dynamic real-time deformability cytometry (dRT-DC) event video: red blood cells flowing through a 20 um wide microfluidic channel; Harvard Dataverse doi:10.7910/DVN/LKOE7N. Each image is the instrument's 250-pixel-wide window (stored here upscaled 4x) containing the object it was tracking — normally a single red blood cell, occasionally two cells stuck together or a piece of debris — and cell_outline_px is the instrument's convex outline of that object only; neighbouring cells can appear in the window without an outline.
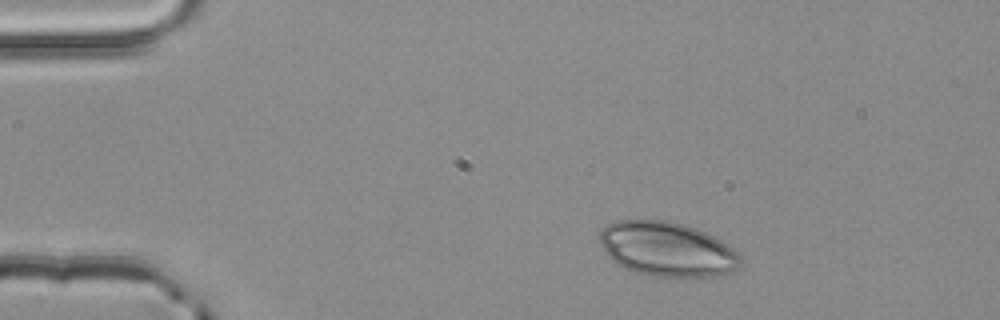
{"species": "common noctule bat (a hibernating species)", "species_latin": "Nyctalus noctula", "temperature_condition": "room temperature", "stored_images_in_passage": 2, "camera_frame_rate_fps": 3000, "um_per_image_px": 0.085, "animal": {"sex": "male", "body_mass_g": 20.4}, "frame": {"image": 1, "passage_image": 1, "time_ms": 0.0, "image_size_px": [1000, 320], "cell_outline_px": [[740, 268], [728, 272], [712, 276], [688, 280], [652, 276], [636, 272], [624, 268], [612, 260], [608, 256], [600, 244], [600, 232], [608, 224], [616, 220], [668, 220], [684, 224], [696, 228], [720, 240], [740, 252]], "centroid_in_image_um": [56.73, 21.21], "position_along_channel_um": 28.3, "area_um2": 45.43}}